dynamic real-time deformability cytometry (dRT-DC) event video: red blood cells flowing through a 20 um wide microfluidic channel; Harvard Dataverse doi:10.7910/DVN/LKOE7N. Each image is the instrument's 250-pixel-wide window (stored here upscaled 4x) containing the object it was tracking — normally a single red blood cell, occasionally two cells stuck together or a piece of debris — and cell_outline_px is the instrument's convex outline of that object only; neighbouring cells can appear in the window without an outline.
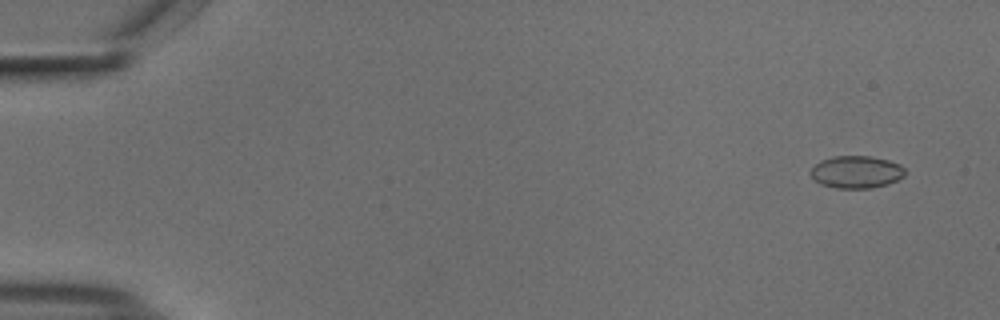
{"species": "common noctule bat (a hibernating species)", "species_latin": "Nyctalus noctula", "temperature_condition": "cold", "stored_images_in_passage": 55, "camera_frame_rate_fps": 3000, "um_per_image_px": 0.085, "animal": {"sex": "male", "body_mass_g": 18.8}, "frame": {"image": 1, "passage_image": 4, "time_ms": 1.0, "image_size_px": [1000, 320], "cell_outline_px": [[908, 172], [904, 176], [888, 184], [872, 188], [836, 188], [820, 184], [812, 180], [808, 172], [820, 160], [832, 156], [868, 156], [888, 160], [900, 164]], "centroid_in_image_um": [72.76, 14.62], "position_along_channel_um": 12.2, "area_um2": 18.09}}
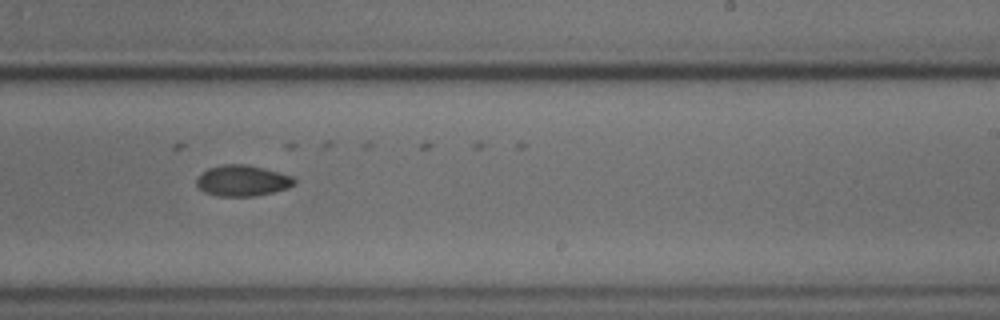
{"frame": {"image": 2, "passage_image": 35, "time_ms": 11.333, "image_size_px": [1000, 320], "cell_outline_px": [[296, 184], [288, 188], [256, 196], [216, 196], [204, 192], [196, 184], [196, 180], [208, 168], [224, 164], [244, 164], [264, 168], [280, 172], [292, 176], [296, 180]], "centroid_in_image_um": [20.63, 15.36], "position_along_channel_um": 268.4, "area_um2": 17.63}}
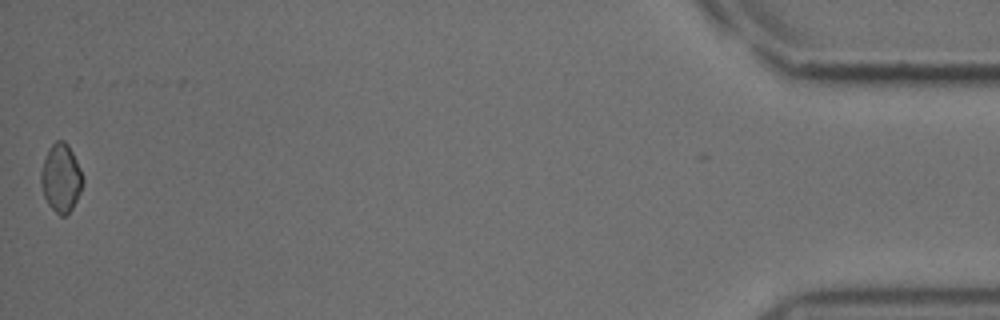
{"frame": {"image": 3, "passage_image": 55, "time_ms": 18.0, "image_size_px": [1000, 320], "cell_outline_px": [[84, 184], [72, 208], [64, 216], [60, 216], [48, 204], [44, 196], [40, 180], [40, 172], [44, 160], [52, 144], [56, 140], [64, 140], [68, 144], [84, 176]], "centroid_in_image_um": [5.2, 15.12], "position_along_channel_um": 430.0, "area_um2": 16.53}, "authors_computed_cell_mechanics": {"area_um2": 17.8024, "velocity_mm_per_s": 3.7319, "shape_relaxation_time_tau1_ms": 2.6437, "shape_relaxation_time_tau2_ms": null, "deformation_change_tau1": 0.0794, "deformation_change_tau2": null}}